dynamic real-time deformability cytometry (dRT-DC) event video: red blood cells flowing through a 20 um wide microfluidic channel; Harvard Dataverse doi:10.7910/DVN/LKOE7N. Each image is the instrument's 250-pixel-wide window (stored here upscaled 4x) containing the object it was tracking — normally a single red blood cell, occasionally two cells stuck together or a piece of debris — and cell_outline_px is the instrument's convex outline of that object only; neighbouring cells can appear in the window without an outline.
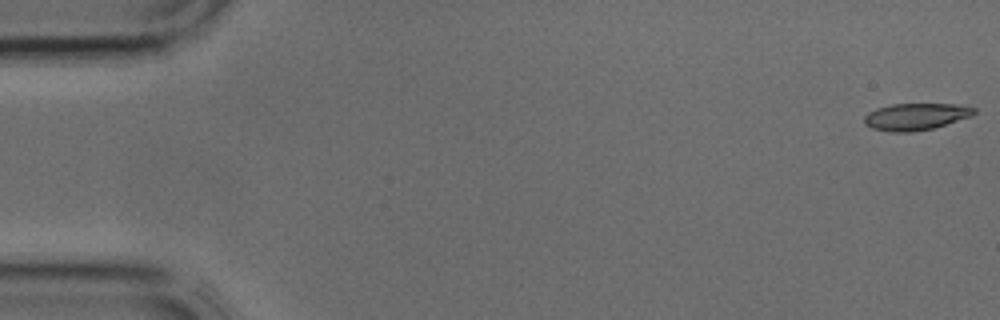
{"species": "common noctule bat (a hibernating species)", "species_latin": "Nyctalus noctula", "temperature_condition": "cold", "stored_images_in_passage": 3, "camera_frame_rate_fps": 3000, "um_per_image_px": 0.085, "animal": {"sex": "male", "body_mass_g": 17.9, "forearm_length_mm": 54.2}, "frame": {"image": 1, "passage_image": 1, "time_ms": 0.0, "image_size_px": [1000, 320], "cell_outline_px": [[976, 112], [972, 116], [932, 128], [912, 132], [892, 132], [872, 128], [864, 124], [864, 116], [868, 112], [876, 108], [892, 104], [960, 104], [976, 108]], "centroid_in_image_um": [77.84, 9.9], "position_along_channel_um": 7.2, "area_um2": 17.22}}